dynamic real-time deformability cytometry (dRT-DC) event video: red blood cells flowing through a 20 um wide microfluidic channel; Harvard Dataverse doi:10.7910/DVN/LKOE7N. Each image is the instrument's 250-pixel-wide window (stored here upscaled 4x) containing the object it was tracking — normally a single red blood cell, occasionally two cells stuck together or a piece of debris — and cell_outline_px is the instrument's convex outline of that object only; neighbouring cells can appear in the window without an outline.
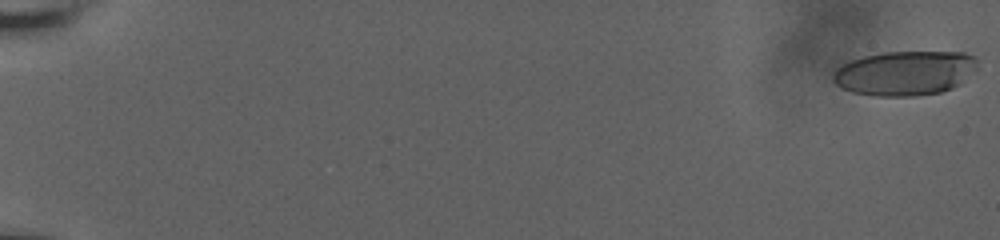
{"species": "human", "species_latin": "Homo sapiens", "temperature_condition": "room temperature", "stored_images_in_passage": 27, "camera_frame_rate_fps": 3000, "um_per_image_px": 0.085, "donor": {"sex": "male"}, "frame": {"image": 1, "passage_image": 1, "time_ms": 0.0, "image_size_px": [1000, 240], "cell_outline_px": [[980, 68], [960, 84], [952, 88], [940, 92], [916, 96], [876, 96], [852, 92], [836, 84], [832, 80], [832, 76], [836, 68], [852, 60], [864, 56], [884, 52], [964, 52], [976, 56]], "centroid_in_image_um": [76.98, 6.21], "position_along_channel_um": 8.0, "area_um2": 37.8}}
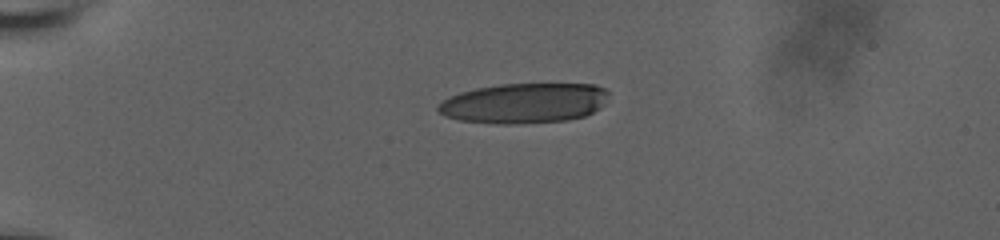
{"frame": {"image": 2, "passage_image": 18, "time_ms": 5.333, "image_size_px": [1000, 240], "cell_outline_px": [[608, 96], [600, 108], [584, 116], [568, 120], [512, 124], [496, 124], [460, 120], [444, 116], [436, 108], [444, 100], [460, 92], [476, 88], [500, 84], [596, 84], [604, 88], [608, 92]], "centroid_in_image_um": [44.56, 8.77], "position_along_channel_um": 40.4, "area_um2": 39.77}}